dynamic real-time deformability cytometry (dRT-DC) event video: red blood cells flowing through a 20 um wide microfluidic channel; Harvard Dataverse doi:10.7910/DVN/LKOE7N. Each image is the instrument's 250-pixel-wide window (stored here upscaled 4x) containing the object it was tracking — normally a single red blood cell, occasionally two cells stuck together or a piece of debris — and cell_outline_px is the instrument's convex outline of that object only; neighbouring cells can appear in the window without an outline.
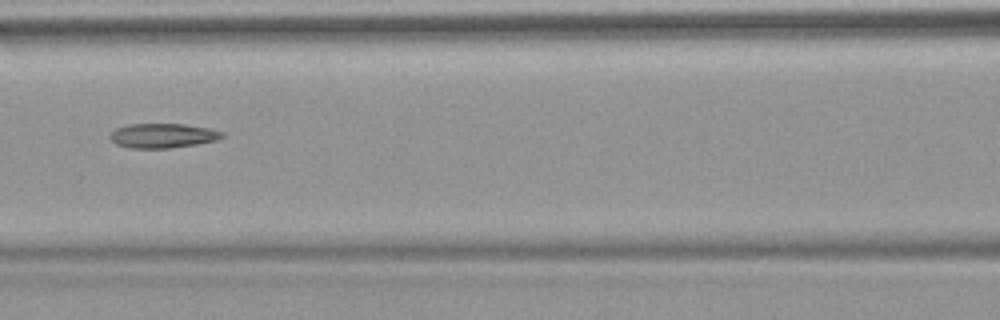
{"species": "common noctule bat (a hibernating species)", "species_latin": "Nyctalus noctula", "temperature_condition": "warm", "stored_images_in_passage": 7, "camera_frame_rate_fps": 3000, "um_per_image_px": 0.085, "animal": {"sex": "female", "body_mass_g": 18.4}, "frame": {"image": 1, "passage_image": 7, "time_ms": 7.0, "image_size_px": [1000, 320], "cell_outline_px": [[224, 136], [216, 140], [196, 144], [168, 148], [132, 148], [116, 144], [108, 136], [116, 128], [128, 124], [184, 124], [208, 128], [224, 132]], "centroid_in_image_um": [13.82, 11.52], "position_along_channel_um": 152.8, "area_um2": 15.9}}